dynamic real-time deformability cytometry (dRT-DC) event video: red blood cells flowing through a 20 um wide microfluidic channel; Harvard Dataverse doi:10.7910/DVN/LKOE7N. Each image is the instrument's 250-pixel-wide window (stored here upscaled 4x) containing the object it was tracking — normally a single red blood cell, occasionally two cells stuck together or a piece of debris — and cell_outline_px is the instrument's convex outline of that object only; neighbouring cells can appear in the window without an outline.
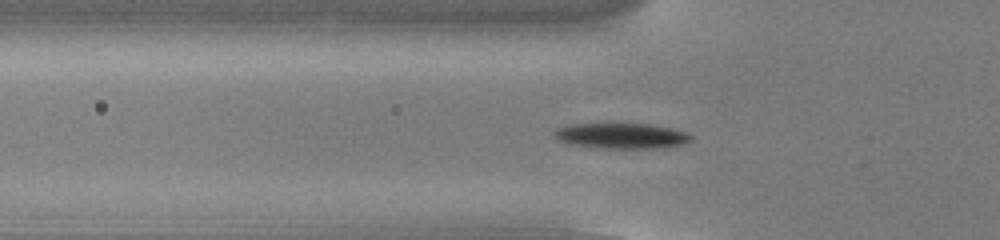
{"species": "common noctule bat (a hibernating species)", "species_latin": "Nyctalus noctula", "temperature_condition": "cold", "stored_images_in_passage": 37, "camera_frame_rate_fps": 3000, "um_per_image_px": 0.085, "animal": {"sex": "male", "body_mass_g": 13.0, "forearm_length_mm": 53.1}, "frame": {"image": 1, "passage_image": 2, "time_ms": 0.333, "image_size_px": [1000, 240], "cell_outline_px": [[692, 140], [684, 144], [664, 148], [600, 148], [572, 144], [556, 140], [552, 136], [552, 132], [556, 128], [568, 124], [648, 124], [672, 128], [688, 132], [692, 136]], "centroid_in_image_um": [52.81, 11.55], "position_along_channel_um": 73.0, "area_um2": 20.58}}
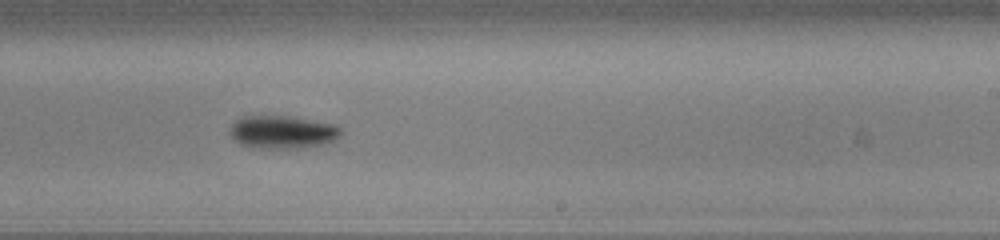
{"frame": {"image": 2, "passage_image": 17, "time_ms": 5.333, "image_size_px": [1000, 240], "cell_outline_px": [[340, 136], [336, 140], [324, 144], [300, 148], [260, 148], [240, 144], [232, 140], [228, 132], [228, 128], [240, 116], [288, 116], [336, 124], [340, 128]], "centroid_in_image_um": [23.97, 11.22], "position_along_channel_um": 265.0, "area_um2": 21.56}}
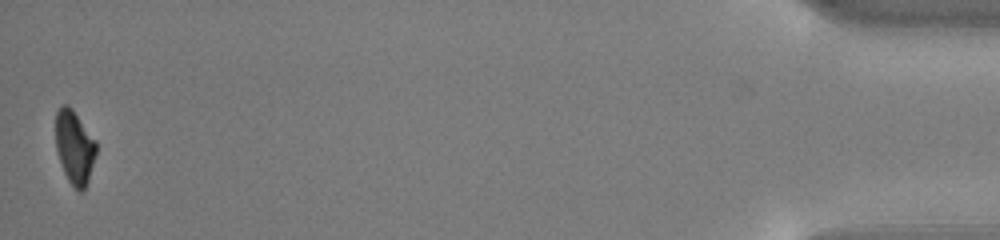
{"frame": {"image": 3, "passage_image": 37, "time_ms": 12.0, "image_size_px": [1000, 240], "cell_outline_px": [[96, 156], [88, 180], [84, 188], [80, 192], [68, 180], [64, 172], [56, 152], [56, 112], [64, 104], [72, 108], [96, 140]], "centroid_in_image_um": [6.34, 12.5], "position_along_channel_um": 428.9, "area_um2": 17.22}, "authors_computed_cell_mechanics": {"area_um2": 20.3456, "velocity_mm_per_s": 3.8421, "shape_relaxation_time_tau1_ms": 1.274, "shape_relaxation_time_tau2_ms": null, "deformation_change_tau1": 0.115, "deformation_change_tau2": null}}